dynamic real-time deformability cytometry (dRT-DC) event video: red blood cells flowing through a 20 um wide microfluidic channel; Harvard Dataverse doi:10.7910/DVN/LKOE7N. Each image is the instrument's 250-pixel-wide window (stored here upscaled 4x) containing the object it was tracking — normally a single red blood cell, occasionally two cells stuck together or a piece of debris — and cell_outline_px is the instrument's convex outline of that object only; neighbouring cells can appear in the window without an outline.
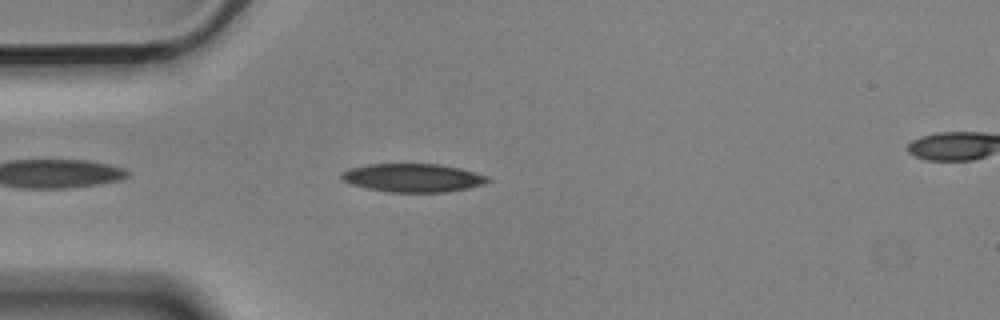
{"species": "Egyptian fruit bat (a non-hibernating species)", "species_latin": "Rousettus aegyptiacus", "temperature_condition": "cold", "stored_images_in_passage": 5, "camera_frame_rate_fps": 3000, "um_per_image_px": 0.085, "animal": {"sex": "male"}, "frame": {"image": 1, "passage_image": 4, "time_ms": 1.0, "image_size_px": [1000, 320], "cell_outline_px": [[492, 180], [484, 184], [468, 188], [448, 192], [388, 192], [368, 188], [352, 184], [344, 180], [340, 176], [340, 172], [348, 168], [368, 164], [440, 164], [460, 168], [488, 176]], "centroid_in_image_um": [35.11, 15.11], "position_along_channel_um": 49.9, "area_um2": 24.28}}